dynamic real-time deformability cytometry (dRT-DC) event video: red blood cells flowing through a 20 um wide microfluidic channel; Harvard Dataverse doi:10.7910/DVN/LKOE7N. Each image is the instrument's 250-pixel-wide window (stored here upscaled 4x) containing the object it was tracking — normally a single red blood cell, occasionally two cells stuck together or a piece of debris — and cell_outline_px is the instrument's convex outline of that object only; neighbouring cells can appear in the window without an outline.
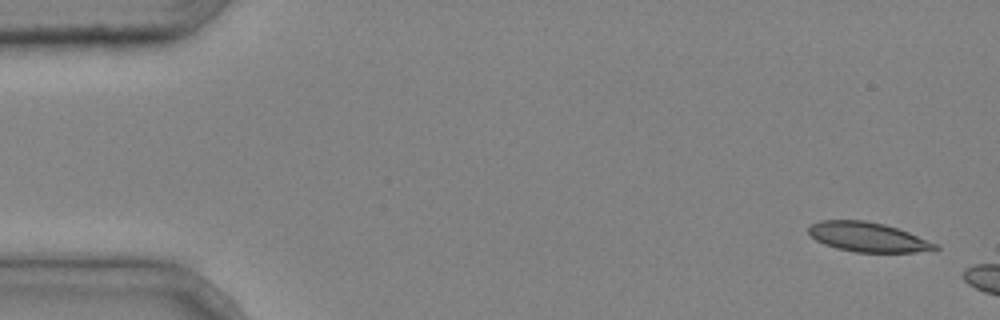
{"species": "common noctule bat (a hibernating species)", "species_latin": "Nyctalus noctula", "temperature_condition": "cold", "stored_images_in_passage": 2, "camera_frame_rate_fps": 3000, "um_per_image_px": 0.085, "animal": {"sex": "male", "body_mass_g": 20.4}, "frame": {"image": 1, "passage_image": 1, "time_ms": 0.0, "image_size_px": [1000, 320], "cell_outline_px": [[940, 248], [936, 252], [856, 252], [836, 248], [824, 244], [816, 240], [808, 232], [808, 228], [812, 224], [820, 220], [864, 220], [884, 224], [908, 232], [940, 244]], "centroid_in_image_um": [73.85, 20.16], "position_along_channel_um": 11.2, "area_um2": 22.02}}